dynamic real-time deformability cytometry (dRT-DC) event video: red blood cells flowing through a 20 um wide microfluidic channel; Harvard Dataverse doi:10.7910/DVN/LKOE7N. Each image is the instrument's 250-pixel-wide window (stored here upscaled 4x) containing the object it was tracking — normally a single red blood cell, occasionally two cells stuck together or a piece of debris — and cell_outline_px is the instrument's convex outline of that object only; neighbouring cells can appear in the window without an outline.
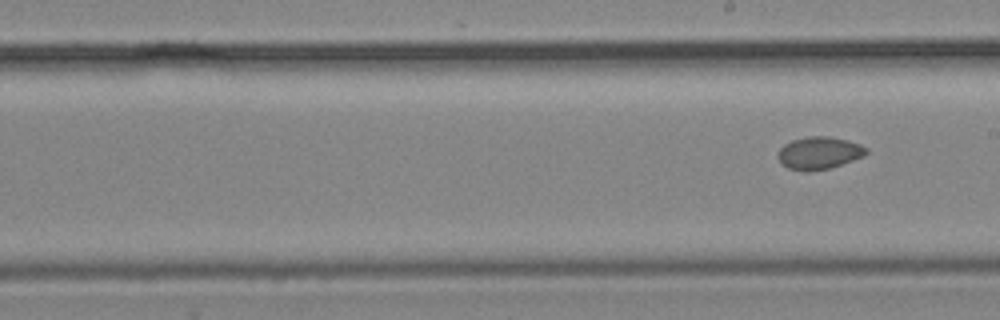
{"species": "common noctule bat (a hibernating species)", "species_latin": "Nyctalus noctula", "temperature_condition": "cold", "stored_images_in_passage": 9, "segment_of_instrument_passage": [2, 2], "camera_frame_rate_fps": 3000, "um_per_image_px": 0.085, "animal": {"sex": "male", "body_mass_g": 19.2, "forearm_length_mm": 51.8}, "frame": {"image": 1, "passage_image": 9, "time_ms": 2.667, "image_size_px": [1000, 320], "cell_outline_px": [[868, 152], [864, 156], [832, 168], [808, 172], [804, 172], [788, 168], [780, 164], [776, 156], [780, 148], [784, 144], [792, 140], [808, 136], [832, 136], [848, 140], [860, 144], [868, 148]], "centroid_in_image_um": [69.61, 13.01], "position_along_channel_um": 219.4, "area_um2": 17.17}}